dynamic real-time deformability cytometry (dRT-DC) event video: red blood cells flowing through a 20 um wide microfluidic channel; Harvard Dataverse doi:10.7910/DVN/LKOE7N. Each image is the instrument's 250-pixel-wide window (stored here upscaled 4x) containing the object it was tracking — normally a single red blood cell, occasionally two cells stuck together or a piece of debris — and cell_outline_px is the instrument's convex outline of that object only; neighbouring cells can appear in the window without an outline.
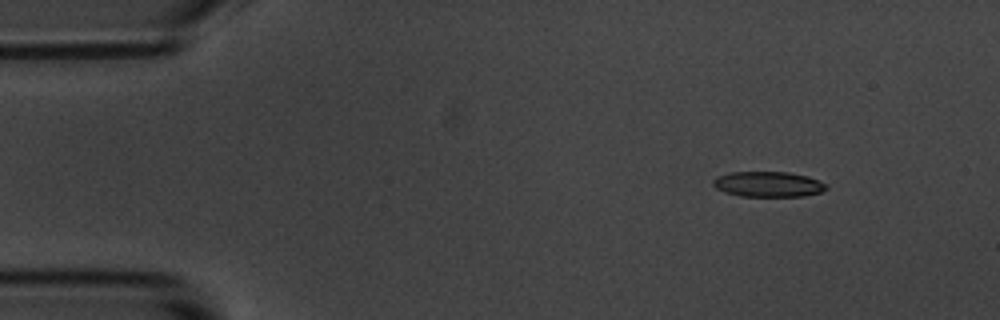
{"species": "common noctule bat (a hibernating species)", "species_latin": "Nyctalus noctula", "temperature_condition": "room temperature", "stored_images_in_passage": 4, "camera_frame_rate_fps": 3000, "um_per_image_px": 0.085, "animal": {"sex": "male", "body_mass_g": 20.1, "forearm_length_mm": 53.5}, "frame": {"image": 1, "passage_image": 1, "time_ms": 0.0, "image_size_px": [1000, 320], "cell_outline_px": [[828, 188], [820, 192], [804, 196], [740, 196], [724, 192], [716, 188], [712, 184], [712, 180], [716, 176], [732, 172], [788, 172], [808, 176], [820, 180]], "centroid_in_image_um": [65.27, 15.65], "position_along_channel_um": 19.7, "area_um2": 16.76}}
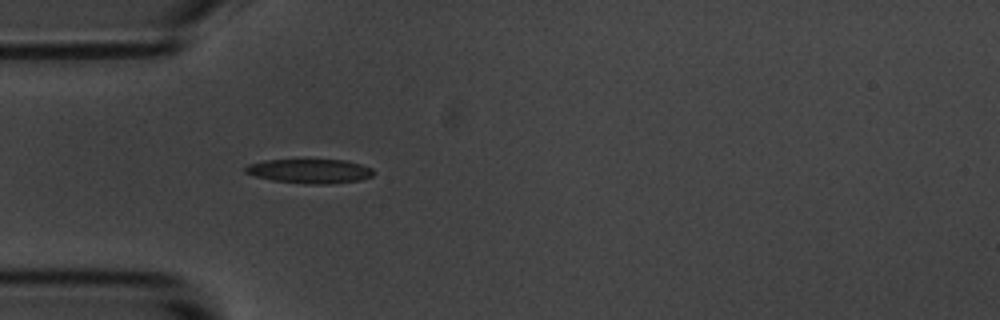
{"frame": {"image": 2, "passage_image": 4, "time_ms": 3.333, "image_size_px": [1000, 320], "cell_outline_px": [[376, 172], [372, 176], [360, 180], [328, 184], [304, 184], [272, 180], [256, 176], [244, 172], [244, 168], [248, 164], [264, 160], [344, 160], [360, 164], [372, 168]], "centroid_in_image_um": [26.34, 14.55], "position_along_channel_um": 58.7, "area_um2": 18.15}}